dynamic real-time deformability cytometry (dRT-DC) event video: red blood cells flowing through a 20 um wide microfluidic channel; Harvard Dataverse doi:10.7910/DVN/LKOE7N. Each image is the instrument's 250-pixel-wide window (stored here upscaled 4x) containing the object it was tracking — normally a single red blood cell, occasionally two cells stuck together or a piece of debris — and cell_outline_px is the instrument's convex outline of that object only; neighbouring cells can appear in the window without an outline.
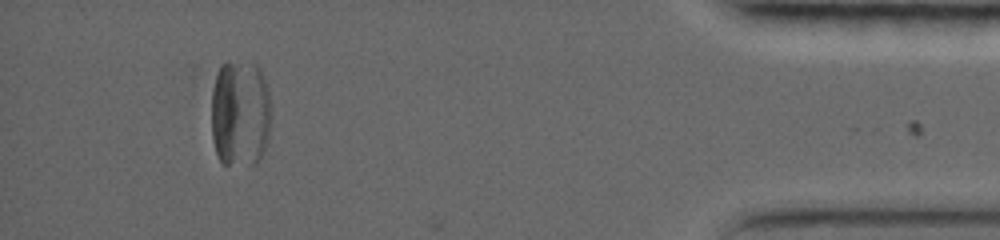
{"species": "common noctule bat (a hibernating species)", "species_latin": "Nyctalus noctula", "temperature_condition": "warm", "stored_images_in_passage": 41, "segment_of_instrument_passage": [2, 2], "camera_frame_rate_fps": 5000, "um_per_image_px": 0.085, "animal": {"sex": "female", "body_mass_g": 19.0, "forearm_length_mm": 56.7}, "frame": {"image": 1, "passage_image": 38, "time_ms": 15.0, "image_size_px": [1000, 240], "cell_outline_px": [[272, 116], [268, 140], [264, 152], [260, 160], [256, 164], [252, 164], [248, 160], [248, 68], [252, 64], [256, 64], [260, 68], [264, 76], [268, 88]], "centroid_in_image_um": [21.92, 9.69], "position_along_channel_um": 413.3, "area_um2": 13.47}}